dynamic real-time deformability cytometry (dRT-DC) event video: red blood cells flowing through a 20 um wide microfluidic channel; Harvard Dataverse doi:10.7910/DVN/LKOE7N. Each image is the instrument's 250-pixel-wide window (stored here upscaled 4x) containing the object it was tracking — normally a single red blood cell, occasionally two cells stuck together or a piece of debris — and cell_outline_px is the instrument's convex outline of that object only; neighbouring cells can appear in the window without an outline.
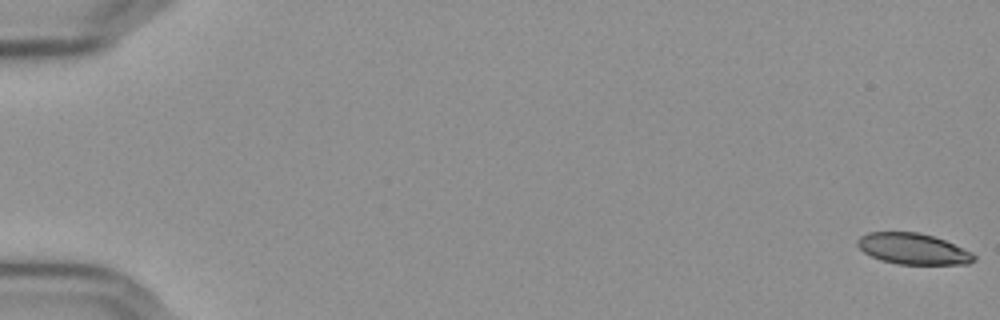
{"species": "Egyptian fruit bat (a non-hibernating species)", "species_latin": "Rousettus aegyptiacus", "temperature_condition": "cold", "stored_images_in_passage": 18, "camera_frame_rate_fps": 3000, "um_per_image_px": 0.085, "frame": {"image": 1, "passage_image": 1, "time_ms": 0.0, "image_size_px": [1000, 320], "cell_outline_px": [[976, 260], [968, 264], [896, 264], [880, 260], [864, 252], [856, 244], [856, 240], [860, 236], [868, 232], [916, 232], [932, 236], [944, 240], [972, 252], [976, 256]], "centroid_in_image_um": [77.6, 21.15], "position_along_channel_um": 7.4, "area_um2": 21.04}}